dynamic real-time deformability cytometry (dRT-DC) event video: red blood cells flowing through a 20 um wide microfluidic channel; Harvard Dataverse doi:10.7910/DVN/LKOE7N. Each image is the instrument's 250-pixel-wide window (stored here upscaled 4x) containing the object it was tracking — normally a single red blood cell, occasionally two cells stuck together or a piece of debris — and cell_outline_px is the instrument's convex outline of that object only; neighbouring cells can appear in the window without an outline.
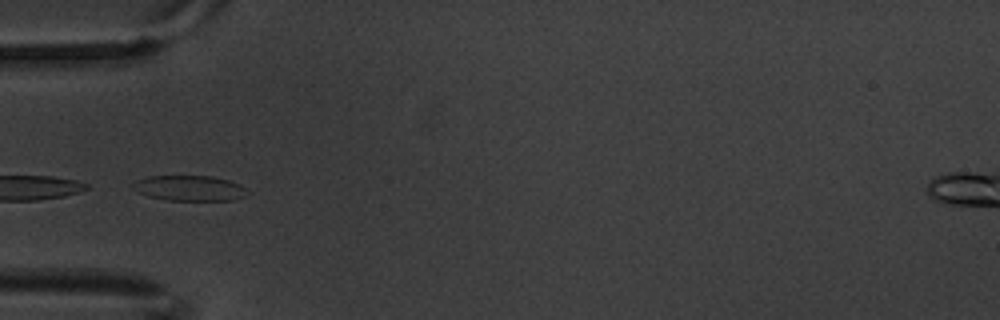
{"species": "common noctule bat (a hibernating species)", "species_latin": "Nyctalus noctula", "temperature_condition": "warm", "stored_images_in_passage": 15, "segment_of_instrument_passage": [2, 2], "camera_frame_rate_fps": 3000, "um_per_image_px": 0.085, "animal": {"sex": "male", "body_mass_g": 20.1, "forearm_length_mm": 53.5}, "frame": {"image": 1, "passage_image": 5, "time_ms": 1.333, "image_size_px": [1000, 320], "cell_outline_px": [[248, 192], [244, 196], [232, 200], [168, 200], [148, 196], [136, 192], [132, 188], [132, 184], [136, 180], [148, 176], [212, 176], [228, 180], [240, 184]], "centroid_in_image_um": [16.07, 15.99], "position_along_channel_um": 68.9, "area_um2": 16.88}}
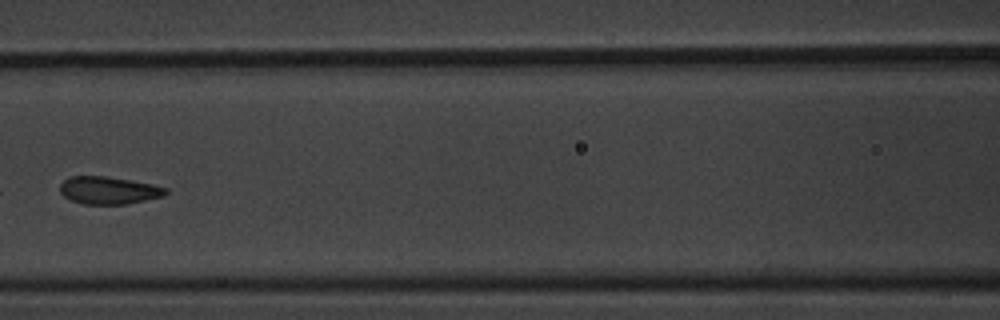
{"frame": {"image": 2, "passage_image": 7, "time_ms": 2.0, "image_size_px": [1000, 320], "cell_outline_px": [[168, 192], [164, 196], [128, 204], [80, 204], [64, 196], [60, 192], [60, 184], [68, 176], [104, 176], [152, 184], [168, 188]], "centroid_in_image_um": [9.23, 16.18], "position_along_channel_um": 157.4, "area_um2": 16.99}}
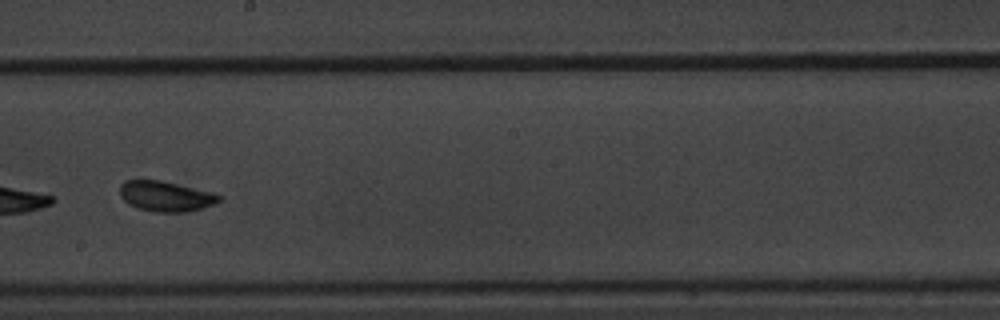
{"frame": {"image": 3, "passage_image": 9, "time_ms": 2.667, "image_size_px": [1000, 320], "cell_outline_px": [[220, 200], [216, 204], [188, 212], [156, 212], [136, 208], [128, 204], [120, 196], [120, 184], [124, 180], [160, 180], [212, 192], [220, 196]], "centroid_in_image_um": [14.06, 16.69], "position_along_channel_um": 234.1, "area_um2": 17.57}}